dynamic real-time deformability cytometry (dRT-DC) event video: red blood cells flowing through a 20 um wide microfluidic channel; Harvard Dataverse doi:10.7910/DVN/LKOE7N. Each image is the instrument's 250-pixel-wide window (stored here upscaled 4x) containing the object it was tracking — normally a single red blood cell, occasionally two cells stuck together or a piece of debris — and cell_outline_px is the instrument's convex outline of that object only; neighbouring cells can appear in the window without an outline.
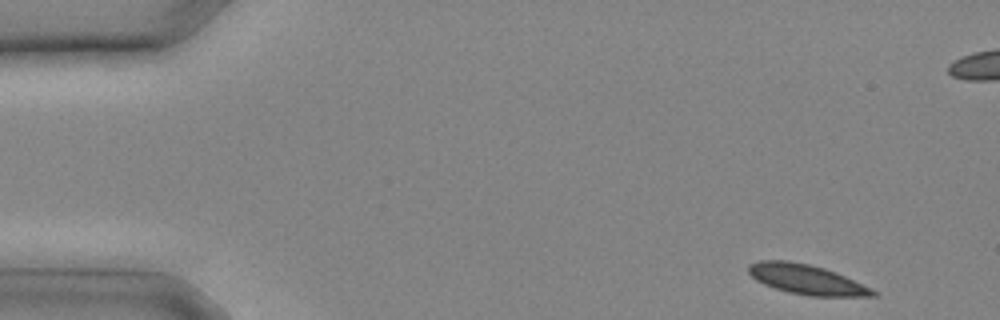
{"species": "common noctule bat (a hibernating species)", "species_latin": "Nyctalus noctula", "temperature_condition": "cold", "stored_images_in_passage": 10, "camera_frame_rate_fps": 3000, "um_per_image_px": 0.085, "animal": {"sex": "male", "body_mass_g": 20.4}, "frame": {"image": 1, "passage_image": 1, "time_ms": 0.0, "image_size_px": [1000, 320], "cell_outline_px": [[880, 292], [876, 296], [808, 296], [788, 292], [764, 284], [756, 280], [748, 272], [748, 264], [760, 260], [788, 260], [808, 264], [824, 268], [836, 272], [872, 288]], "centroid_in_image_um": [68.57, 23.75], "position_along_channel_um": 16.4, "area_um2": 21.68}}
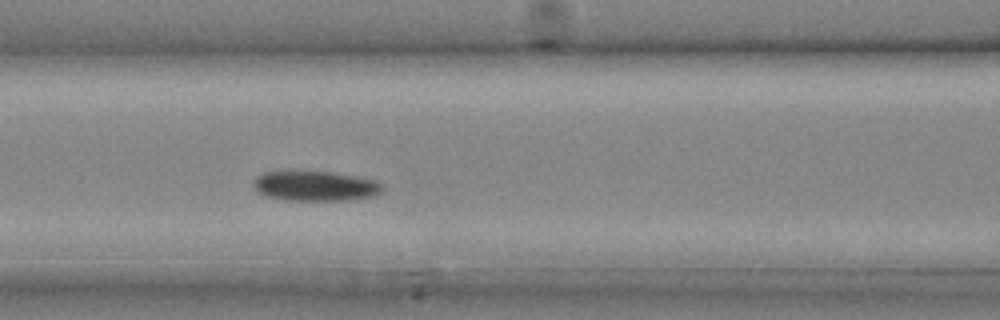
{"frame": {"image": 2, "passage_image": 10, "time_ms": 3.0, "image_size_px": [1000, 320], "cell_outline_px": [[384, 188], [380, 192], [372, 196], [348, 200], [284, 200], [268, 196], [260, 192], [252, 184], [256, 176], [264, 172], [332, 172], [356, 176], [376, 180], [384, 184]], "centroid_in_image_um": [26.84, 15.81], "position_along_channel_um": 139.8, "area_um2": 22.31}}